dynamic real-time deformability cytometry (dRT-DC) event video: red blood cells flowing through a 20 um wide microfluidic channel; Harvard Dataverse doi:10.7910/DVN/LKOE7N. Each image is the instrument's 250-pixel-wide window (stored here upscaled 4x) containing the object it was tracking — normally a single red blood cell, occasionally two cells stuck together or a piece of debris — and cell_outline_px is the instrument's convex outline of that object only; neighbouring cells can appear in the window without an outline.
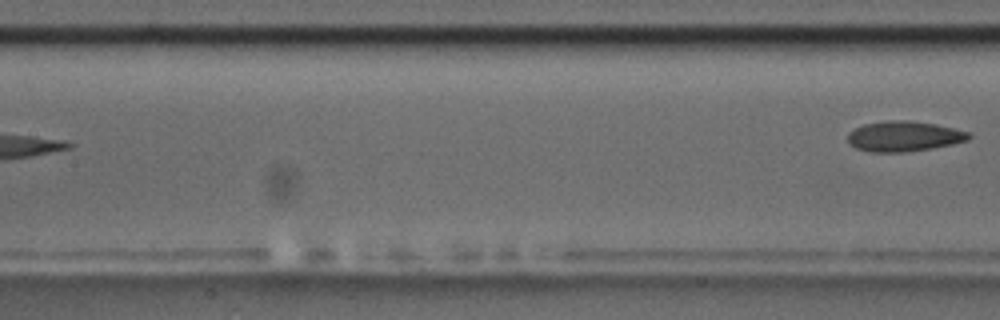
{"species": "common noctule bat (a hibernating species)", "species_latin": "Nyctalus noctula", "temperature_condition": "room temperature", "stored_images_in_passage": 9, "camera_frame_rate_fps": 3000, "um_per_image_px": 0.085, "animal": {"sex": "male", "body_mass_g": 17.5, "forearm_length_mm": 52.3}, "frame": {"image": 1, "passage_image": 9, "time_ms": 10.0, "image_size_px": [1000, 320], "cell_outline_px": [[972, 136], [968, 140], [952, 144], [932, 148], [904, 152], [868, 152], [856, 148], [848, 144], [848, 132], [864, 124], [888, 120], [908, 120], [936, 124], [968, 132]], "centroid_in_image_um": [76.81, 11.59], "position_along_channel_um": 130.6, "area_um2": 21.39}}